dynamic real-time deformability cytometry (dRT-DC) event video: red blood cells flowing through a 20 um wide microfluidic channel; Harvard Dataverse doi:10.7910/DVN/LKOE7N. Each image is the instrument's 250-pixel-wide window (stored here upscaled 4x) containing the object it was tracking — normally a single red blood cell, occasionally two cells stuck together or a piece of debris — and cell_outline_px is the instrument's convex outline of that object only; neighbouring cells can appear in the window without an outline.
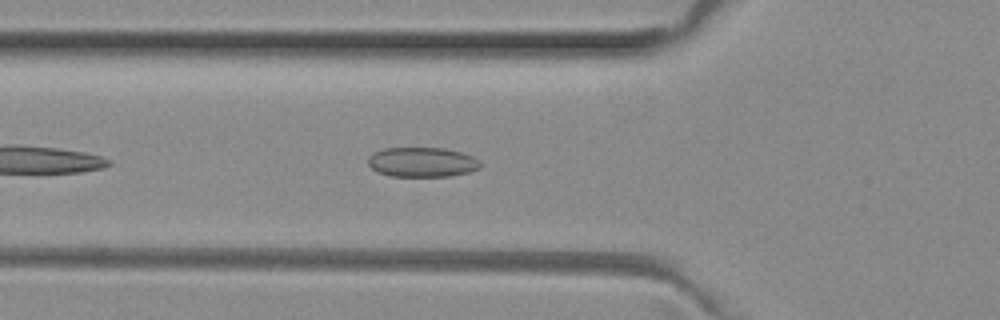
{"species": "common noctule bat (a hibernating species)", "species_latin": "Nyctalus noctula", "temperature_condition": "room temperature", "stored_images_in_passage": 38, "camera_frame_rate_fps": 3000, "um_per_image_px": 0.085, "animal": {"sex": "female", "body_mass_g": 29.2, "forearm_length_mm": 56.3}, "frame": {"image": 1, "passage_image": 5, "time_ms": 1.333, "image_size_px": [1000, 320], "cell_outline_px": [[480, 168], [472, 172], [448, 176], [392, 176], [380, 172], [372, 168], [368, 164], [368, 156], [372, 152], [384, 148], [444, 148], [460, 152], [472, 156], [480, 160]], "centroid_in_image_um": [35.89, 13.77], "position_along_channel_um": 89.9, "area_um2": 19.48}}
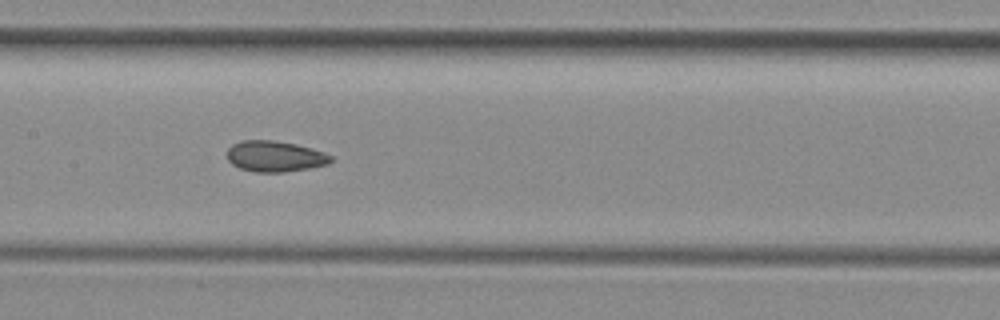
{"frame": {"image": 2, "passage_image": 12, "time_ms": 3.667, "image_size_px": [1000, 320], "cell_outline_px": [[332, 160], [328, 164], [308, 168], [284, 172], [256, 172], [240, 168], [232, 164], [228, 160], [228, 148], [232, 144], [240, 140], [272, 140], [296, 144], [312, 148], [324, 152], [332, 156]], "centroid_in_image_um": [23.36, 13.28], "position_along_channel_um": 184.0, "area_um2": 18.67}}
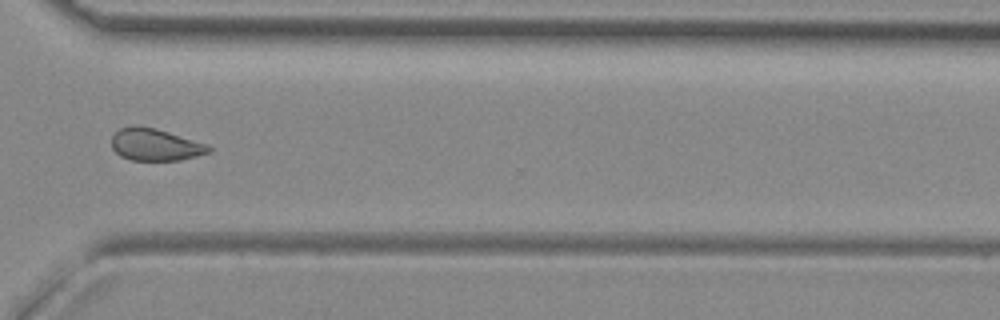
{"frame": {"image": 3, "passage_image": 25, "time_ms": 8.0, "image_size_px": [1000, 320], "cell_outline_px": [[212, 152], [180, 160], [132, 160], [120, 156], [112, 148], [112, 136], [120, 128], [132, 124], [136, 124], [156, 128], [208, 144], [212, 148]], "centroid_in_image_um": [13.2, 12.28], "position_along_channel_um": 357.4, "area_um2": 18.38}, "authors_computed_cell_mechanics": {"area_um2": 18.6983, "velocity_mm_per_s": 4.0122, "shape_relaxation_time_tau1_ms": null, "shape_relaxation_time_tau2_ms": 2.0507, "deformation_change_tau1": null, "deformation_change_tau2": 0.0802}}